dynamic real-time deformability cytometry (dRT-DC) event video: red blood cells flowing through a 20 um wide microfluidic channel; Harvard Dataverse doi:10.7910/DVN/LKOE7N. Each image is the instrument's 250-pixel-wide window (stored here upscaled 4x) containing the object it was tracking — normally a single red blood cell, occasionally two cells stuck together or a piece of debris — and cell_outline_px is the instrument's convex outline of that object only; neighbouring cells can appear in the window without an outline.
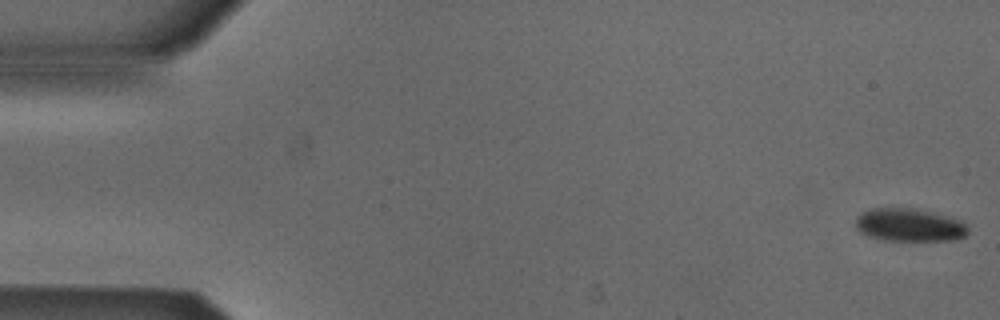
{"species": "Egyptian fruit bat (a non-hibernating species)", "species_latin": "Rousettus aegyptiacus", "temperature_condition": "cold", "stored_images_in_passage": 53, "camera_frame_rate_fps": 3000, "um_per_image_px": 0.085, "animal": {"sex": "male"}, "frame": {"image": 1, "passage_image": 1, "time_ms": 0.0, "image_size_px": [1000, 320], "cell_outline_px": [[968, 232], [964, 236], [956, 240], [884, 240], [868, 236], [860, 232], [856, 228], [856, 216], [872, 208], [912, 208], [932, 212], [964, 220], [968, 224]], "centroid_in_image_um": [77.33, 19.12], "position_along_channel_um": 7.7, "area_um2": 21.73}}
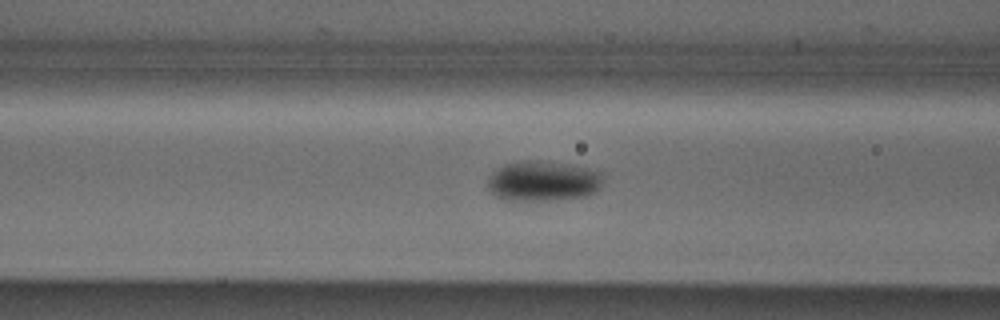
{"frame": {"image": 2, "passage_image": 21, "time_ms": 6.667, "image_size_px": [1000, 320], "cell_outline_px": [[600, 188], [596, 192], [588, 196], [548, 200], [504, 200], [496, 196], [488, 188], [488, 176], [496, 168], [504, 164], [524, 160], [540, 160], [568, 164], [600, 172]], "centroid_in_image_um": [46.1, 15.38], "position_along_channel_um": 120.5, "area_um2": 26.99}}
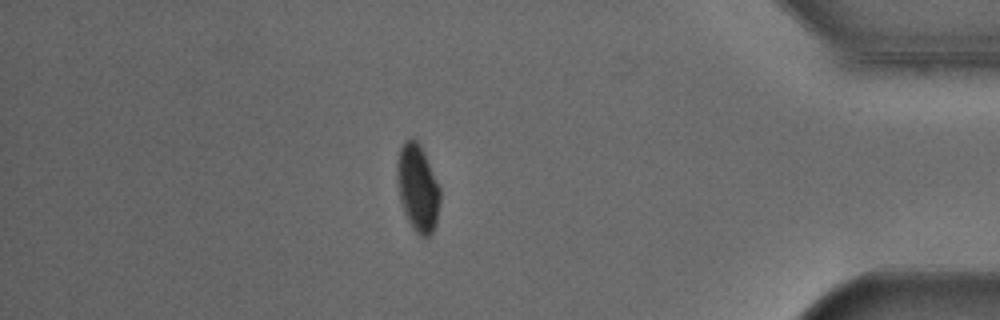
{"frame": {"image": 3, "passage_image": 46, "time_ms": 15.0, "image_size_px": [1000, 320], "cell_outline_px": [[440, 200], [436, 224], [432, 232], [428, 236], [420, 236], [412, 228], [404, 212], [400, 200], [396, 176], [396, 164], [400, 148], [404, 140], [412, 136], [420, 144], [440, 188]], "centroid_in_image_um": [35.48, 15.95], "position_along_channel_um": 399.7, "area_um2": 21.91}}